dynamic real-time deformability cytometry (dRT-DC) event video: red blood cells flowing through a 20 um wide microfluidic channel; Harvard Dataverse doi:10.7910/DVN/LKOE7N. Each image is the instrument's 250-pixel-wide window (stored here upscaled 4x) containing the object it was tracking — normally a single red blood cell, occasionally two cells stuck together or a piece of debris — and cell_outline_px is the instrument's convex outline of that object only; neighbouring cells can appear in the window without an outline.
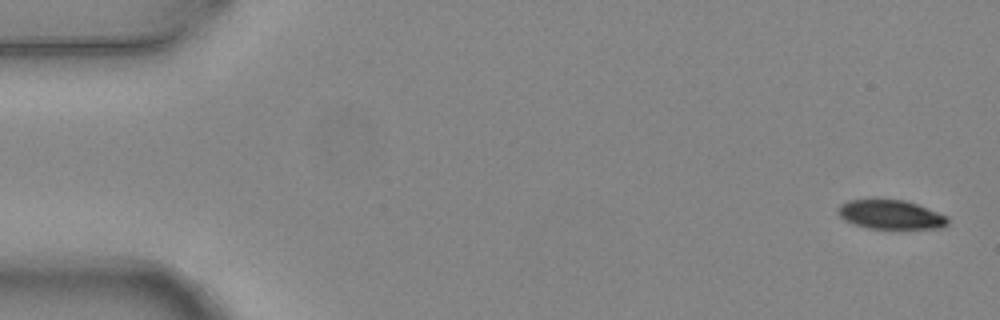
{"species": "common noctule bat (a hibernating species)", "species_latin": "Nyctalus noctula", "temperature_condition": "warm", "stored_images_in_passage": 3, "camera_frame_rate_fps": 3000, "um_per_image_px": 0.085, "animal": {"sex": "female", "body_mass_g": 24.6, "forearm_length_mm": 56.2}, "frame": {"image": 1, "passage_image": 1, "time_ms": 0.0, "image_size_px": [1000, 320], "cell_outline_px": [[948, 224], [940, 228], [868, 228], [844, 220], [836, 212], [840, 204], [848, 200], [904, 200], [916, 204], [948, 216]], "centroid_in_image_um": [75.69, 18.24], "position_along_channel_um": 9.3, "area_um2": 18.32}}
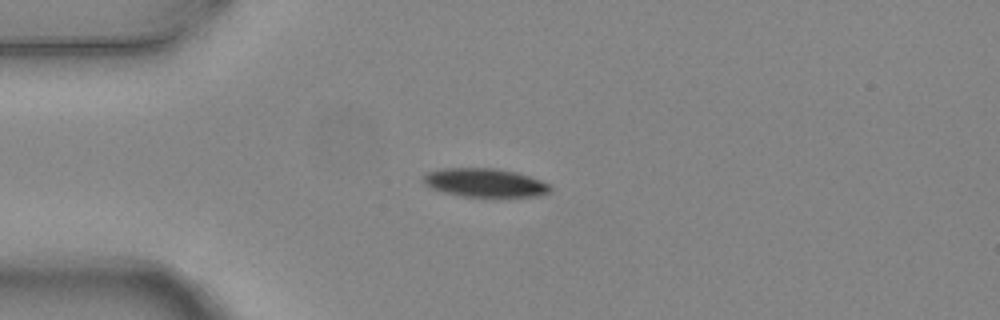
{"frame": {"image": 2, "passage_image": 3, "time_ms": 0.667, "image_size_px": [1000, 320], "cell_outline_px": [[552, 188], [548, 192], [540, 196], [464, 196], [444, 192], [432, 188], [424, 184], [424, 176], [428, 172], [440, 168], [496, 168], [516, 172], [540, 180], [548, 184]], "centroid_in_image_um": [41.21, 15.52], "position_along_channel_um": 43.8, "area_um2": 20.87}}